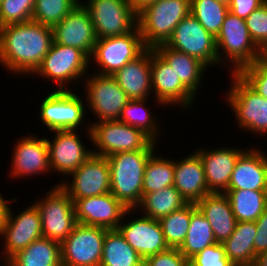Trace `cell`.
<instances>
[{"instance_id":"36","label":"cell","mask_w":267,"mask_h":266,"mask_svg":"<svg viewBox=\"0 0 267 266\" xmlns=\"http://www.w3.org/2000/svg\"><path fill=\"white\" fill-rule=\"evenodd\" d=\"M155 151L147 160L144 171L142 196L164 189L174 183L175 158L160 156Z\"/></svg>"},{"instance_id":"6","label":"cell","mask_w":267,"mask_h":266,"mask_svg":"<svg viewBox=\"0 0 267 266\" xmlns=\"http://www.w3.org/2000/svg\"><path fill=\"white\" fill-rule=\"evenodd\" d=\"M45 96L39 103L40 107L37 111L41 118L40 122L42 121L41 123L47 127L48 131L80 130L79 128L82 127L86 129L84 130L88 135L86 137L91 141V125L85 120L90 117L86 116L89 113L86 112L84 95L79 96V93H75L72 88V90L49 91Z\"/></svg>"},{"instance_id":"18","label":"cell","mask_w":267,"mask_h":266,"mask_svg":"<svg viewBox=\"0 0 267 266\" xmlns=\"http://www.w3.org/2000/svg\"><path fill=\"white\" fill-rule=\"evenodd\" d=\"M80 130H56L51 139L46 137L49 151L51 173L67 177L80 167L91 155L92 149L86 148ZM79 133V134H78Z\"/></svg>"},{"instance_id":"31","label":"cell","mask_w":267,"mask_h":266,"mask_svg":"<svg viewBox=\"0 0 267 266\" xmlns=\"http://www.w3.org/2000/svg\"><path fill=\"white\" fill-rule=\"evenodd\" d=\"M186 204L187 202L180 192L171 185L162 190L144 194L135 213L138 214L140 211L144 216L160 220L171 212L184 207Z\"/></svg>"},{"instance_id":"3","label":"cell","mask_w":267,"mask_h":266,"mask_svg":"<svg viewBox=\"0 0 267 266\" xmlns=\"http://www.w3.org/2000/svg\"><path fill=\"white\" fill-rule=\"evenodd\" d=\"M216 48L218 65L223 69L227 65L230 74L238 73L245 66L264 59V53L249 35L245 19L230 11L216 36Z\"/></svg>"},{"instance_id":"30","label":"cell","mask_w":267,"mask_h":266,"mask_svg":"<svg viewBox=\"0 0 267 266\" xmlns=\"http://www.w3.org/2000/svg\"><path fill=\"white\" fill-rule=\"evenodd\" d=\"M7 262L8 266H62L61 243L42 237L18 251Z\"/></svg>"},{"instance_id":"52","label":"cell","mask_w":267,"mask_h":266,"mask_svg":"<svg viewBox=\"0 0 267 266\" xmlns=\"http://www.w3.org/2000/svg\"><path fill=\"white\" fill-rule=\"evenodd\" d=\"M264 59L267 61V51L264 53Z\"/></svg>"},{"instance_id":"46","label":"cell","mask_w":267,"mask_h":266,"mask_svg":"<svg viewBox=\"0 0 267 266\" xmlns=\"http://www.w3.org/2000/svg\"><path fill=\"white\" fill-rule=\"evenodd\" d=\"M264 0H232L229 11L239 18L246 19L255 9L259 8Z\"/></svg>"},{"instance_id":"45","label":"cell","mask_w":267,"mask_h":266,"mask_svg":"<svg viewBox=\"0 0 267 266\" xmlns=\"http://www.w3.org/2000/svg\"><path fill=\"white\" fill-rule=\"evenodd\" d=\"M255 222L257 234L254 239V253L258 257L267 252V208Z\"/></svg>"},{"instance_id":"19","label":"cell","mask_w":267,"mask_h":266,"mask_svg":"<svg viewBox=\"0 0 267 266\" xmlns=\"http://www.w3.org/2000/svg\"><path fill=\"white\" fill-rule=\"evenodd\" d=\"M134 212H136V209L126 211L123 217L125 219L119 224L118 230L143 260L169 249L159 220H154L142 214H139V217L135 214L131 219L130 216ZM128 217H130V220L127 219Z\"/></svg>"},{"instance_id":"32","label":"cell","mask_w":267,"mask_h":266,"mask_svg":"<svg viewBox=\"0 0 267 266\" xmlns=\"http://www.w3.org/2000/svg\"><path fill=\"white\" fill-rule=\"evenodd\" d=\"M148 101H151L150 98L144 100H129L122 109L118 121L141 130L152 141L158 143L162 133L159 131L162 130L159 125L162 124L158 122L159 117H157V114L154 115V111L149 108V105L147 106L146 103Z\"/></svg>"},{"instance_id":"47","label":"cell","mask_w":267,"mask_h":266,"mask_svg":"<svg viewBox=\"0 0 267 266\" xmlns=\"http://www.w3.org/2000/svg\"><path fill=\"white\" fill-rule=\"evenodd\" d=\"M4 197L5 196H2L0 192V236L2 235V232H3V228L6 222L10 203H12L11 199L8 200V199H5Z\"/></svg>"},{"instance_id":"24","label":"cell","mask_w":267,"mask_h":266,"mask_svg":"<svg viewBox=\"0 0 267 266\" xmlns=\"http://www.w3.org/2000/svg\"><path fill=\"white\" fill-rule=\"evenodd\" d=\"M260 149V150H259ZM257 146L247 148L236 161L227 190L267 191V153Z\"/></svg>"},{"instance_id":"26","label":"cell","mask_w":267,"mask_h":266,"mask_svg":"<svg viewBox=\"0 0 267 266\" xmlns=\"http://www.w3.org/2000/svg\"><path fill=\"white\" fill-rule=\"evenodd\" d=\"M184 157L179 160L175 159L173 186L187 203H197L210 193L205 179L204 166L195 151Z\"/></svg>"},{"instance_id":"17","label":"cell","mask_w":267,"mask_h":266,"mask_svg":"<svg viewBox=\"0 0 267 266\" xmlns=\"http://www.w3.org/2000/svg\"><path fill=\"white\" fill-rule=\"evenodd\" d=\"M151 79L153 98L158 106L163 108L179 106L189 113L188 109L193 107L196 97L181 83L173 68L152 48Z\"/></svg>"},{"instance_id":"22","label":"cell","mask_w":267,"mask_h":266,"mask_svg":"<svg viewBox=\"0 0 267 266\" xmlns=\"http://www.w3.org/2000/svg\"><path fill=\"white\" fill-rule=\"evenodd\" d=\"M76 221L108 230L118 229L128 210L111 192L104 195L77 199L74 202Z\"/></svg>"},{"instance_id":"43","label":"cell","mask_w":267,"mask_h":266,"mask_svg":"<svg viewBox=\"0 0 267 266\" xmlns=\"http://www.w3.org/2000/svg\"><path fill=\"white\" fill-rule=\"evenodd\" d=\"M189 266H234L226 256L222 243H215L189 260Z\"/></svg>"},{"instance_id":"20","label":"cell","mask_w":267,"mask_h":266,"mask_svg":"<svg viewBox=\"0 0 267 266\" xmlns=\"http://www.w3.org/2000/svg\"><path fill=\"white\" fill-rule=\"evenodd\" d=\"M38 137V138H37ZM34 134L22 136L15 142L11 153L9 174L11 180L51 173L46 137ZM50 172V173H49Z\"/></svg>"},{"instance_id":"49","label":"cell","mask_w":267,"mask_h":266,"mask_svg":"<svg viewBox=\"0 0 267 266\" xmlns=\"http://www.w3.org/2000/svg\"><path fill=\"white\" fill-rule=\"evenodd\" d=\"M254 266H267V252L260 254Z\"/></svg>"},{"instance_id":"14","label":"cell","mask_w":267,"mask_h":266,"mask_svg":"<svg viewBox=\"0 0 267 266\" xmlns=\"http://www.w3.org/2000/svg\"><path fill=\"white\" fill-rule=\"evenodd\" d=\"M166 45L197 58L209 69L218 65L216 37L207 32L191 13L175 27Z\"/></svg>"},{"instance_id":"8","label":"cell","mask_w":267,"mask_h":266,"mask_svg":"<svg viewBox=\"0 0 267 266\" xmlns=\"http://www.w3.org/2000/svg\"><path fill=\"white\" fill-rule=\"evenodd\" d=\"M48 191L33 203L40 212L42 236L62 243L77 224L74 202L60 184Z\"/></svg>"},{"instance_id":"11","label":"cell","mask_w":267,"mask_h":266,"mask_svg":"<svg viewBox=\"0 0 267 266\" xmlns=\"http://www.w3.org/2000/svg\"><path fill=\"white\" fill-rule=\"evenodd\" d=\"M92 154L109 157L120 152L144 150L152 140L141 130L118 120L93 122Z\"/></svg>"},{"instance_id":"50","label":"cell","mask_w":267,"mask_h":266,"mask_svg":"<svg viewBox=\"0 0 267 266\" xmlns=\"http://www.w3.org/2000/svg\"><path fill=\"white\" fill-rule=\"evenodd\" d=\"M216 1L229 7L232 0H216Z\"/></svg>"},{"instance_id":"27","label":"cell","mask_w":267,"mask_h":266,"mask_svg":"<svg viewBox=\"0 0 267 266\" xmlns=\"http://www.w3.org/2000/svg\"><path fill=\"white\" fill-rule=\"evenodd\" d=\"M196 206L211 225L217 243H223L231 236L236 219L225 193H209Z\"/></svg>"},{"instance_id":"40","label":"cell","mask_w":267,"mask_h":266,"mask_svg":"<svg viewBox=\"0 0 267 266\" xmlns=\"http://www.w3.org/2000/svg\"><path fill=\"white\" fill-rule=\"evenodd\" d=\"M35 0H1L0 23L2 26L32 20Z\"/></svg>"},{"instance_id":"37","label":"cell","mask_w":267,"mask_h":266,"mask_svg":"<svg viewBox=\"0 0 267 266\" xmlns=\"http://www.w3.org/2000/svg\"><path fill=\"white\" fill-rule=\"evenodd\" d=\"M193 15L205 30L216 37L222 27L229 7L216 0H190Z\"/></svg>"},{"instance_id":"16","label":"cell","mask_w":267,"mask_h":266,"mask_svg":"<svg viewBox=\"0 0 267 266\" xmlns=\"http://www.w3.org/2000/svg\"><path fill=\"white\" fill-rule=\"evenodd\" d=\"M9 206L6 222L0 240L3 246L0 250L1 259L8 260L18 251L25 249L33 241L42 238L41 216L36 205L31 202L28 208L17 214ZM2 237V238H1ZM5 242V243H4Z\"/></svg>"},{"instance_id":"9","label":"cell","mask_w":267,"mask_h":266,"mask_svg":"<svg viewBox=\"0 0 267 266\" xmlns=\"http://www.w3.org/2000/svg\"><path fill=\"white\" fill-rule=\"evenodd\" d=\"M85 82V83H84ZM87 112H92L93 122L118 120L129 98L111 75L93 73L83 79ZM90 110V111H89Z\"/></svg>"},{"instance_id":"2","label":"cell","mask_w":267,"mask_h":266,"mask_svg":"<svg viewBox=\"0 0 267 266\" xmlns=\"http://www.w3.org/2000/svg\"><path fill=\"white\" fill-rule=\"evenodd\" d=\"M152 141L144 150L120 152L107 157L110 166V192L127 209H136L143 198L144 171L149 157L159 151Z\"/></svg>"},{"instance_id":"12","label":"cell","mask_w":267,"mask_h":266,"mask_svg":"<svg viewBox=\"0 0 267 266\" xmlns=\"http://www.w3.org/2000/svg\"><path fill=\"white\" fill-rule=\"evenodd\" d=\"M88 9L97 39L122 36L138 26V13L129 0H81Z\"/></svg>"},{"instance_id":"29","label":"cell","mask_w":267,"mask_h":266,"mask_svg":"<svg viewBox=\"0 0 267 266\" xmlns=\"http://www.w3.org/2000/svg\"><path fill=\"white\" fill-rule=\"evenodd\" d=\"M257 234L256 222H236L231 236L222 245L226 256L234 266H254V239Z\"/></svg>"},{"instance_id":"48","label":"cell","mask_w":267,"mask_h":266,"mask_svg":"<svg viewBox=\"0 0 267 266\" xmlns=\"http://www.w3.org/2000/svg\"><path fill=\"white\" fill-rule=\"evenodd\" d=\"M157 0H129L131 5L133 6L134 10L138 13L140 10H142L147 5L155 2Z\"/></svg>"},{"instance_id":"15","label":"cell","mask_w":267,"mask_h":266,"mask_svg":"<svg viewBox=\"0 0 267 266\" xmlns=\"http://www.w3.org/2000/svg\"><path fill=\"white\" fill-rule=\"evenodd\" d=\"M69 177L70 180L61 178L64 181L59 184L73 202L110 192V166L106 157L92 154Z\"/></svg>"},{"instance_id":"25","label":"cell","mask_w":267,"mask_h":266,"mask_svg":"<svg viewBox=\"0 0 267 266\" xmlns=\"http://www.w3.org/2000/svg\"><path fill=\"white\" fill-rule=\"evenodd\" d=\"M112 76L129 100L152 98L151 48H147L139 57L129 61Z\"/></svg>"},{"instance_id":"53","label":"cell","mask_w":267,"mask_h":266,"mask_svg":"<svg viewBox=\"0 0 267 266\" xmlns=\"http://www.w3.org/2000/svg\"><path fill=\"white\" fill-rule=\"evenodd\" d=\"M2 25L0 23V39H1Z\"/></svg>"},{"instance_id":"41","label":"cell","mask_w":267,"mask_h":266,"mask_svg":"<svg viewBox=\"0 0 267 266\" xmlns=\"http://www.w3.org/2000/svg\"><path fill=\"white\" fill-rule=\"evenodd\" d=\"M245 22L251 39L265 53L267 51V2L251 12Z\"/></svg>"},{"instance_id":"21","label":"cell","mask_w":267,"mask_h":266,"mask_svg":"<svg viewBox=\"0 0 267 266\" xmlns=\"http://www.w3.org/2000/svg\"><path fill=\"white\" fill-rule=\"evenodd\" d=\"M53 42L75 47L91 57L96 43L95 31L88 9L80 2L58 24L52 27Z\"/></svg>"},{"instance_id":"38","label":"cell","mask_w":267,"mask_h":266,"mask_svg":"<svg viewBox=\"0 0 267 266\" xmlns=\"http://www.w3.org/2000/svg\"><path fill=\"white\" fill-rule=\"evenodd\" d=\"M191 219V203L171 212L159 220L169 248H180L183 244Z\"/></svg>"},{"instance_id":"7","label":"cell","mask_w":267,"mask_h":266,"mask_svg":"<svg viewBox=\"0 0 267 266\" xmlns=\"http://www.w3.org/2000/svg\"><path fill=\"white\" fill-rule=\"evenodd\" d=\"M226 101L241 132L267 135V99L254 91L237 73H231ZM228 93V94H227ZM262 134V135H261Z\"/></svg>"},{"instance_id":"35","label":"cell","mask_w":267,"mask_h":266,"mask_svg":"<svg viewBox=\"0 0 267 266\" xmlns=\"http://www.w3.org/2000/svg\"><path fill=\"white\" fill-rule=\"evenodd\" d=\"M236 222H255L267 208V191L227 190Z\"/></svg>"},{"instance_id":"34","label":"cell","mask_w":267,"mask_h":266,"mask_svg":"<svg viewBox=\"0 0 267 266\" xmlns=\"http://www.w3.org/2000/svg\"><path fill=\"white\" fill-rule=\"evenodd\" d=\"M215 243L217 242L211 225L197 208L196 203H191L190 227L179 251L190 260L206 247Z\"/></svg>"},{"instance_id":"4","label":"cell","mask_w":267,"mask_h":266,"mask_svg":"<svg viewBox=\"0 0 267 266\" xmlns=\"http://www.w3.org/2000/svg\"><path fill=\"white\" fill-rule=\"evenodd\" d=\"M89 66L90 58L82 50L52 42L48 53L31 76L54 82L58 87L54 90H71V84L74 87L75 83L79 85L83 82L81 78H85L92 69Z\"/></svg>"},{"instance_id":"42","label":"cell","mask_w":267,"mask_h":266,"mask_svg":"<svg viewBox=\"0 0 267 266\" xmlns=\"http://www.w3.org/2000/svg\"><path fill=\"white\" fill-rule=\"evenodd\" d=\"M254 91L267 99V61L247 65L237 73Z\"/></svg>"},{"instance_id":"39","label":"cell","mask_w":267,"mask_h":266,"mask_svg":"<svg viewBox=\"0 0 267 266\" xmlns=\"http://www.w3.org/2000/svg\"><path fill=\"white\" fill-rule=\"evenodd\" d=\"M80 2L81 0H35L32 20L53 27Z\"/></svg>"},{"instance_id":"10","label":"cell","mask_w":267,"mask_h":266,"mask_svg":"<svg viewBox=\"0 0 267 266\" xmlns=\"http://www.w3.org/2000/svg\"><path fill=\"white\" fill-rule=\"evenodd\" d=\"M146 49L137 26L132 32L122 36L97 39L90 57V65L97 66L98 70L96 68L94 73L112 76Z\"/></svg>"},{"instance_id":"5","label":"cell","mask_w":267,"mask_h":266,"mask_svg":"<svg viewBox=\"0 0 267 266\" xmlns=\"http://www.w3.org/2000/svg\"><path fill=\"white\" fill-rule=\"evenodd\" d=\"M191 12L190 0H157L138 12V28L147 48L166 44Z\"/></svg>"},{"instance_id":"51","label":"cell","mask_w":267,"mask_h":266,"mask_svg":"<svg viewBox=\"0 0 267 266\" xmlns=\"http://www.w3.org/2000/svg\"><path fill=\"white\" fill-rule=\"evenodd\" d=\"M2 262H3V264H2ZM8 266V262L6 261V260H3V259H1L0 258V266Z\"/></svg>"},{"instance_id":"33","label":"cell","mask_w":267,"mask_h":266,"mask_svg":"<svg viewBox=\"0 0 267 266\" xmlns=\"http://www.w3.org/2000/svg\"><path fill=\"white\" fill-rule=\"evenodd\" d=\"M143 263V258L118 229L106 231L100 266H141Z\"/></svg>"},{"instance_id":"1","label":"cell","mask_w":267,"mask_h":266,"mask_svg":"<svg viewBox=\"0 0 267 266\" xmlns=\"http://www.w3.org/2000/svg\"><path fill=\"white\" fill-rule=\"evenodd\" d=\"M52 42V27L34 20L4 25L0 39V65L16 76H30L48 53Z\"/></svg>"},{"instance_id":"28","label":"cell","mask_w":267,"mask_h":266,"mask_svg":"<svg viewBox=\"0 0 267 266\" xmlns=\"http://www.w3.org/2000/svg\"><path fill=\"white\" fill-rule=\"evenodd\" d=\"M154 50L173 68L181 83L196 97L199 88H202L201 83L208 67L197 58L176 51L166 44L158 45Z\"/></svg>"},{"instance_id":"23","label":"cell","mask_w":267,"mask_h":266,"mask_svg":"<svg viewBox=\"0 0 267 266\" xmlns=\"http://www.w3.org/2000/svg\"><path fill=\"white\" fill-rule=\"evenodd\" d=\"M244 148L223 146L210 150L206 147L195 149L202 160L210 193H225L227 191L236 161L248 147Z\"/></svg>"},{"instance_id":"13","label":"cell","mask_w":267,"mask_h":266,"mask_svg":"<svg viewBox=\"0 0 267 266\" xmlns=\"http://www.w3.org/2000/svg\"><path fill=\"white\" fill-rule=\"evenodd\" d=\"M107 230L77 223L61 243L62 266H100Z\"/></svg>"},{"instance_id":"44","label":"cell","mask_w":267,"mask_h":266,"mask_svg":"<svg viewBox=\"0 0 267 266\" xmlns=\"http://www.w3.org/2000/svg\"><path fill=\"white\" fill-rule=\"evenodd\" d=\"M145 266H189V260L178 248H169L144 259Z\"/></svg>"}]
</instances>
